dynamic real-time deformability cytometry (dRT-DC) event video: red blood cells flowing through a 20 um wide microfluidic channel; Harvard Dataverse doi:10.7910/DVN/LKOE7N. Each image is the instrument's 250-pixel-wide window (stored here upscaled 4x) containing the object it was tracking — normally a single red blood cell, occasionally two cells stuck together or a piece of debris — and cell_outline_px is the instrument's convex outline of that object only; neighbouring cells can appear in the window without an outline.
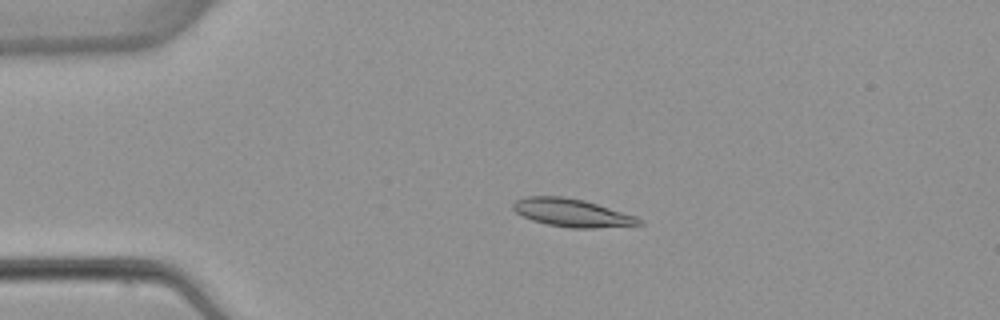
{"species": "common noctule bat (a hibernating species)", "species_latin": "Nyctalus noctula", "temperature_condition": "warm", "stored_images_in_passage": 5, "camera_frame_rate_fps": 3000, "um_per_image_px": 0.085, "animal": {"sex": "female", "body_mass_g": 22.7, "forearm_length_mm": 54.2}, "frame": {"image": 1, "passage_image": 4, "time_ms": 3.667, "image_size_px": [1000, 320], "cell_outline_px": [[644, 224], [596, 228], [568, 228], [548, 224], [532, 220], [516, 212], [512, 208], [512, 204], [516, 200], [524, 196], [564, 196], [584, 200], [636, 216], [644, 220]], "centroid_in_image_um": [48.62, 18.08], "position_along_channel_um": 36.4, "area_um2": 20.58}}